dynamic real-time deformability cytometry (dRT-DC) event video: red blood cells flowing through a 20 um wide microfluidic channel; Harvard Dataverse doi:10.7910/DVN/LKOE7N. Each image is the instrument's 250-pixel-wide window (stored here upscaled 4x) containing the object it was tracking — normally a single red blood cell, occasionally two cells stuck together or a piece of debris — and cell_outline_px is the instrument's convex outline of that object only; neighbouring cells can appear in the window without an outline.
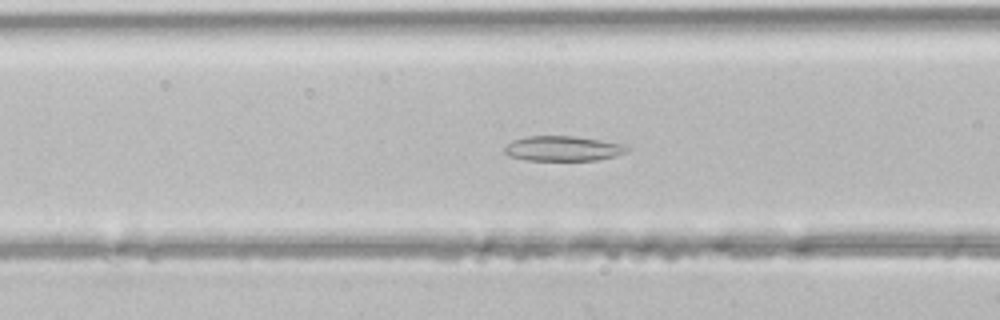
{"species": "common noctule bat (a hibernating species)", "species_latin": "Nyctalus noctula", "temperature_condition": "room temperature", "stored_images_in_passage": 48, "segment_of_instrument_passage": [1, 2], "camera_frame_rate_fps": 3000, "um_per_image_px": 0.085, "animal": {"sex": "male", "body_mass_g": 21.5, "forearm_length_mm": 52.0}, "frame": {"image": 1, "passage_image": 19, "time_ms": 6.0, "image_size_px": [1000, 320], "cell_outline_px": [[632, 148], [628, 152], [616, 156], [596, 160], [524, 160], [508, 156], [504, 152], [504, 148], [512, 140], [524, 136], [576, 136], [624, 144]], "centroid_in_image_um": [47.87, 12.62], "position_along_channel_um": 118.7, "area_um2": 18.09}}
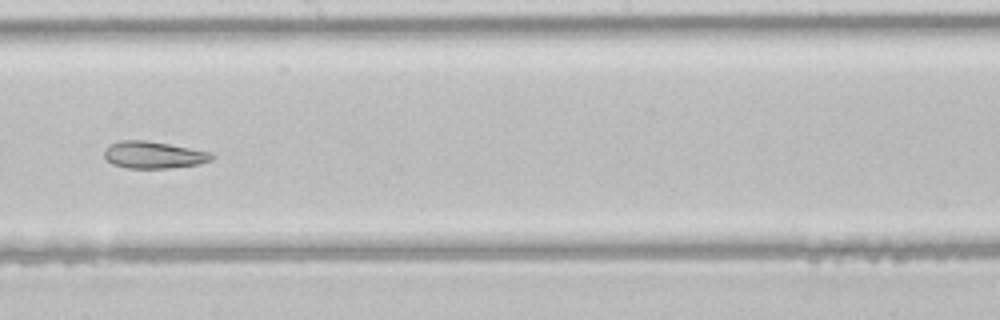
{"frame": {"image": 2, "passage_image": 27, "time_ms": 8.667, "image_size_px": [1000, 320], "cell_outline_px": [[216, 156], [212, 160], [200, 164], [168, 168], [128, 168], [112, 164], [104, 160], [104, 148], [108, 144], [120, 140], [144, 140], [168, 144], [212, 152]], "centroid_in_image_um": [13.03, 13.16], "position_along_channel_um": 235.2, "area_um2": 17.17}}
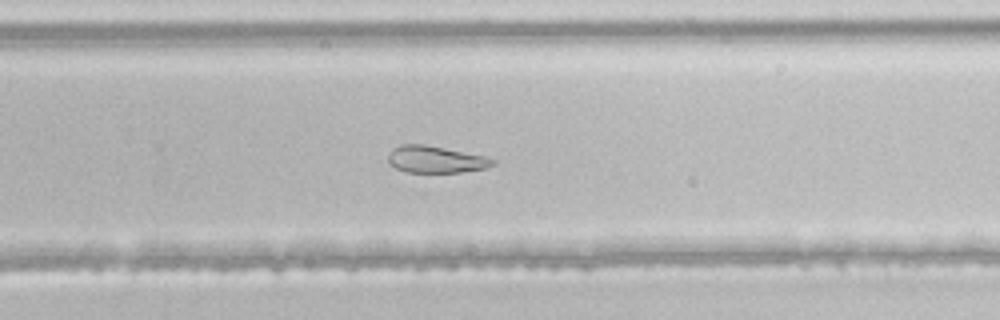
{"frame": {"image": 3, "passage_image": 31, "time_ms": 10.0, "image_size_px": [1000, 320], "cell_outline_px": [[496, 164], [488, 168], [460, 172], [404, 172], [388, 164], [388, 156], [392, 148], [400, 144], [424, 144], [484, 156], [496, 160]], "centroid_in_image_um": [37.01, 13.55], "position_along_channel_um": 292.8, "area_um2": 16.47}}